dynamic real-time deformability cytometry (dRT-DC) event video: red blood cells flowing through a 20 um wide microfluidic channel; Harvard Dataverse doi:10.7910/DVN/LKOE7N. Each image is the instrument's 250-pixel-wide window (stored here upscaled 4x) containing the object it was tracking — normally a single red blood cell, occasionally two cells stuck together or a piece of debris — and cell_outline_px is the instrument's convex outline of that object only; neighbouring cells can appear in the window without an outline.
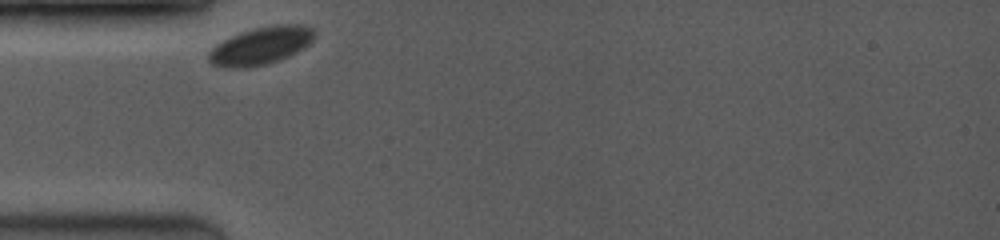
{"species": "common noctule bat (a hibernating species)", "species_latin": "Nyctalus noctula", "temperature_condition": "room temperature", "stored_images_in_passage": 34, "camera_frame_rate_fps": 3500, "um_per_image_px": 0.085, "animal": {"sex": "female", "body_mass_g": 19.0, "forearm_length_mm": 53.3}, "frame": {"image": 1, "passage_image": 1, "time_ms": 0.0, "image_size_px": [1000, 240], "cell_outline_px": [[316, 32], [312, 40], [308, 44], [296, 52], [280, 60], [268, 64], [244, 68], [232, 68], [212, 64], [208, 60], [208, 52], [216, 44], [240, 32], [272, 24], [300, 24], [312, 28]], "centroid_in_image_um": [22.17, 3.88], "position_along_channel_um": 62.8, "area_um2": 23.12}}
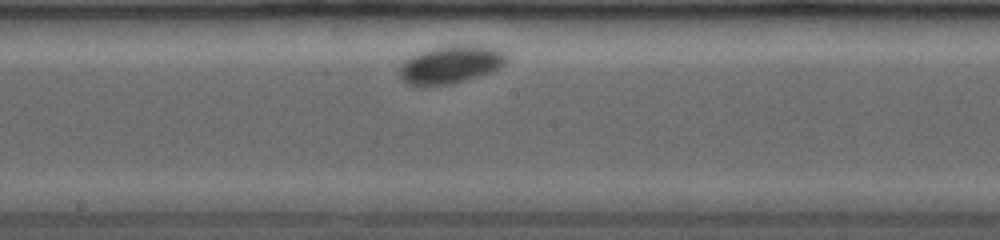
{"frame": {"image": 2, "passage_image": 19, "time_ms": 4.286, "image_size_px": [1000, 240], "cell_outline_px": [[508, 56], [504, 64], [500, 68], [492, 72], [468, 80], [452, 84], [404, 84], [400, 76], [400, 68], [412, 56], [420, 52], [432, 48], [452, 44], [484, 44], [500, 48], [508, 52]], "centroid_in_image_um": [38.45, 5.44], "position_along_channel_um": 209.8, "area_um2": 23.93}}
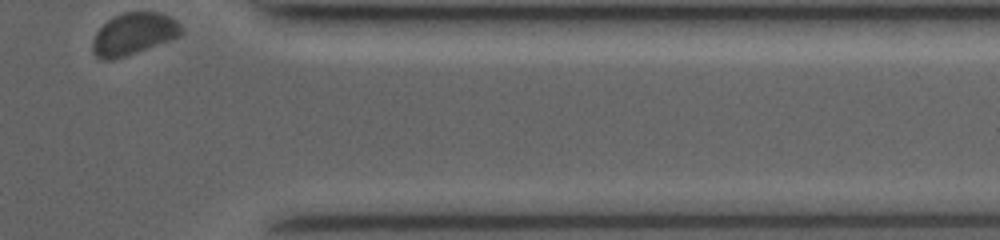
{"frame": {"image": 3, "passage_image": 34, "time_ms": 9.714, "image_size_px": [1000, 240], "cell_outline_px": [[180, 36], [172, 40], [112, 60], [100, 60], [92, 52], [92, 40], [96, 32], [108, 20], [124, 12], [160, 12], [176, 20], [180, 24]], "centroid_in_image_um": [11.34, 2.89], "position_along_channel_um": 400.1, "area_um2": 21.56}, "authors_computed_cell_mechanics": {"area_um2": 23.7558, "velocity_mm_per_s": 3.4991, "shape_relaxation_time_tau1_ms": 0.6442, "shape_relaxation_time_tau2_ms": null, "deformation_change_tau1": 0.039, "deformation_change_tau2": null}}